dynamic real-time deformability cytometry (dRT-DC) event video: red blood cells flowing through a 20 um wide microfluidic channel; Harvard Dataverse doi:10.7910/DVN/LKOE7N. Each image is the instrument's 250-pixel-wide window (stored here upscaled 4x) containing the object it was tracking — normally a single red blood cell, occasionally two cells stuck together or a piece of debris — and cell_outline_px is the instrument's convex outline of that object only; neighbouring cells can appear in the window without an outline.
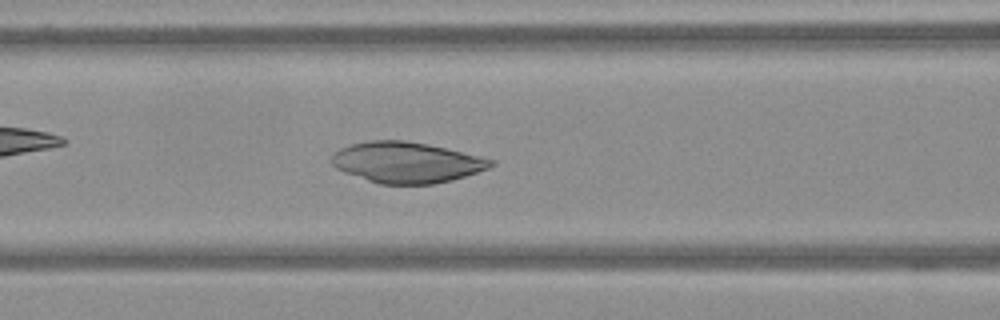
{"species": "Egyptian fruit bat (a non-hibernating species)", "species_latin": "Rousettus aegyptiacus", "temperature_condition": "warm", "stored_images_in_passage": 56, "camera_frame_rate_fps": 3000, "um_per_image_px": 0.085, "frame": {"image": 1, "passage_image": 27, "time_ms": 8.667, "image_size_px": [1000, 320], "cell_outline_px": [[496, 164], [488, 168], [452, 180], [432, 184], [380, 184], [344, 172], [336, 168], [332, 164], [332, 156], [340, 148], [352, 144], [368, 140], [404, 140], [428, 144], [480, 156], [496, 160]], "centroid_in_image_um": [34.57, 13.8], "position_along_channel_um": 132.0, "area_um2": 37.69}}
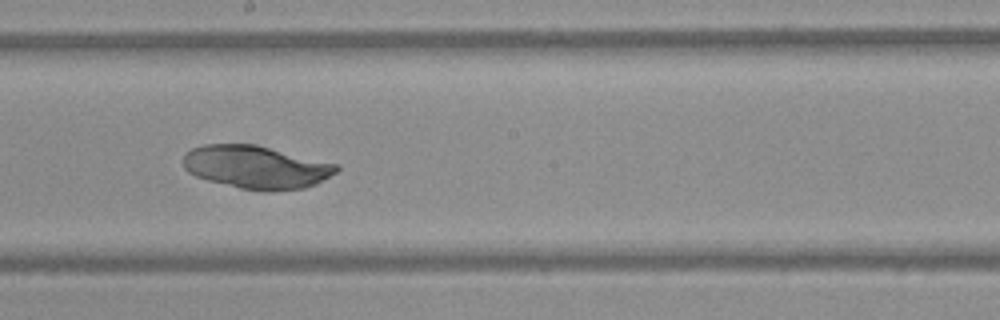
{"frame": {"image": 2, "passage_image": 36, "time_ms": 11.667, "image_size_px": [1000, 320], "cell_outline_px": [[340, 168], [336, 172], [316, 184], [304, 188], [272, 192], [268, 192], [240, 188], [208, 180], [196, 176], [188, 172], [184, 168], [184, 156], [192, 148], [204, 144], [256, 144], [336, 164]], "centroid_in_image_um": [21.78, 14.21], "position_along_channel_um": 226.4, "area_um2": 38.26}}
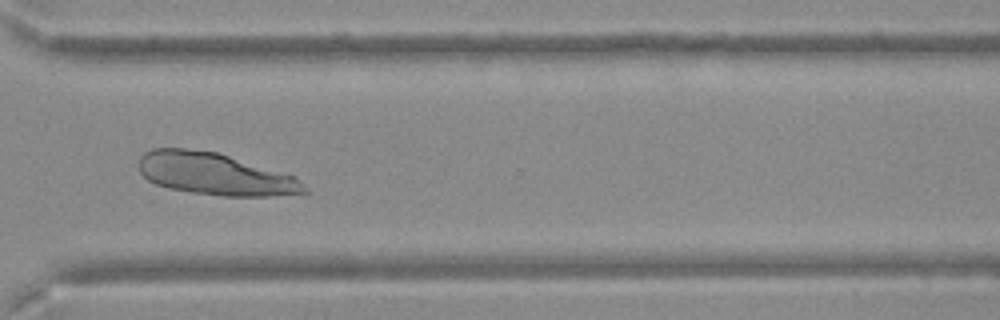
{"frame": {"image": 3, "passage_image": 48, "time_ms": 15.667, "image_size_px": [1000, 320], "cell_outline_px": [[308, 192], [268, 196], [220, 196], [192, 192], [168, 188], [156, 184], [148, 180], [140, 172], [136, 164], [140, 156], [144, 152], [152, 148], [184, 148], [216, 152], [292, 176], [304, 184], [308, 188]], "centroid_in_image_um": [18.17, 14.79], "position_along_channel_um": 352.4, "area_um2": 40.23}}